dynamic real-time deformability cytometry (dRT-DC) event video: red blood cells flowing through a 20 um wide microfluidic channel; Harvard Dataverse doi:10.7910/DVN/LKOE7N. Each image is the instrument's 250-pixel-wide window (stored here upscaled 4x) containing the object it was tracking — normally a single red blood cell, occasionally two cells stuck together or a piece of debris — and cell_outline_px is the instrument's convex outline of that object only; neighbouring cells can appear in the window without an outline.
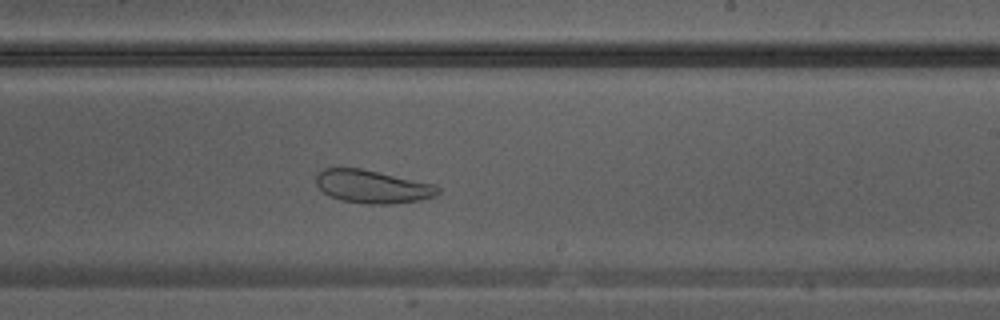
{"species": "Egyptian fruit bat (a non-hibernating species)", "species_latin": "Rousettus aegyptiacus", "temperature_condition": "warm", "stored_images_in_passage": 28, "camera_frame_rate_fps": 3000, "um_per_image_px": 0.085, "animal": {"sex": "male"}, "frame": {"image": 1, "passage_image": 16, "time_ms": 5.0, "image_size_px": [1000, 320], "cell_outline_px": [[440, 192], [436, 196], [420, 200], [392, 204], [368, 204], [340, 200], [324, 192], [316, 184], [316, 176], [324, 168], [360, 168], [436, 184], [440, 188]], "centroid_in_image_um": [31.7, 15.86], "position_along_channel_um": 257.3, "area_um2": 23.47}}
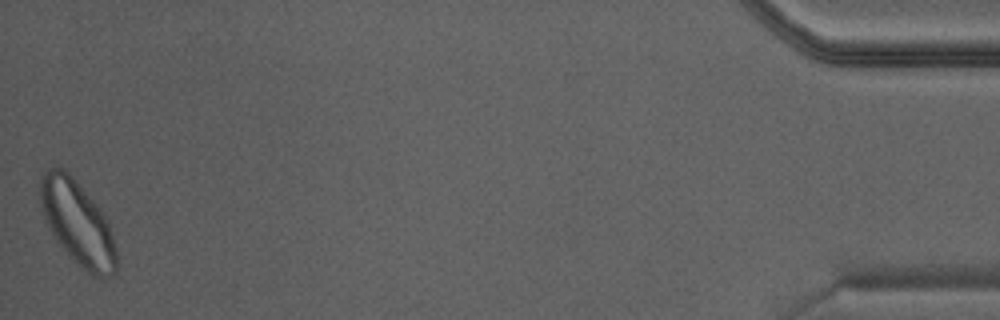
{"frame": {"image": 2, "passage_image": 28, "time_ms": 9.0, "image_size_px": [1000, 320], "cell_outline_px": [[116, 276], [100, 280], [92, 276], [56, 240], [48, 228], [44, 220], [40, 204], [40, 184], [44, 172], [48, 168], [64, 168], [72, 176], [100, 208], [108, 224], [116, 248]], "centroid_in_image_um": [6.6, 18.97], "position_along_channel_um": 428.6, "area_um2": 37.05}}